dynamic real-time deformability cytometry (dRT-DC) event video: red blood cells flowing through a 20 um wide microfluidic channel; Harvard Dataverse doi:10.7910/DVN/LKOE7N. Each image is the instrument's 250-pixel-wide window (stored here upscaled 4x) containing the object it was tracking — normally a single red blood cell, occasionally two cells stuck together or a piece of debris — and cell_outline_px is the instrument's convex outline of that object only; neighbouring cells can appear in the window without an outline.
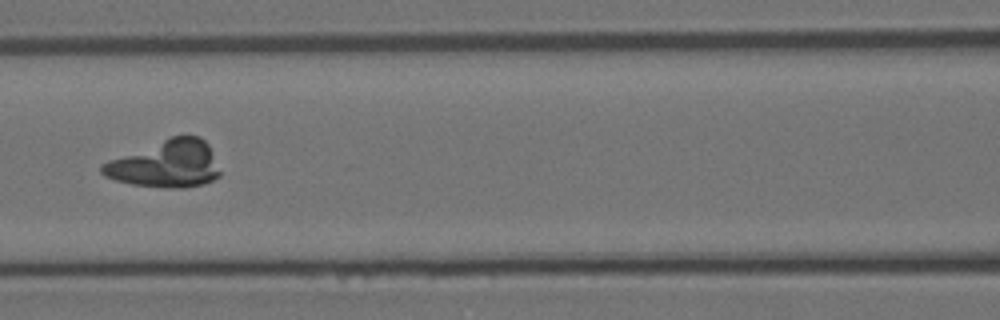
{"species": "Egyptian fruit bat (a non-hibernating species)", "species_latin": "Rousettus aegyptiacus", "temperature_condition": "room temperature", "stored_images_in_passage": 14, "camera_frame_rate_fps": 3000, "um_per_image_px": 0.085, "animal": {"sex": "female"}, "frame": {"image": 1, "passage_image": 6, "time_ms": 1.667, "image_size_px": [1000, 320], "cell_outline_px": [[220, 176], [204, 184], [184, 188], [164, 188], [132, 184], [116, 180], [104, 176], [100, 172], [100, 164], [108, 160], [172, 136], [200, 136], [208, 144], [220, 172]], "centroid_in_image_um": [14.07, 13.96], "position_along_channel_um": 152.5, "area_um2": 32.25}}
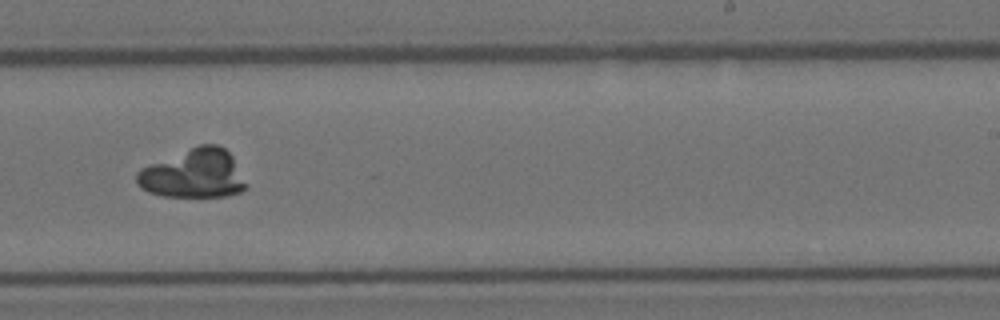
{"frame": {"image": 2, "passage_image": 9, "time_ms": 2.667, "image_size_px": [1000, 320], "cell_outline_px": [[248, 188], [240, 192], [228, 196], [164, 196], [148, 192], [140, 188], [136, 184], [136, 172], [140, 168], [200, 144], [216, 144], [224, 148], [232, 156], [248, 184]], "centroid_in_image_um": [16.47, 14.78], "position_along_channel_um": 272.5, "area_um2": 31.15}}
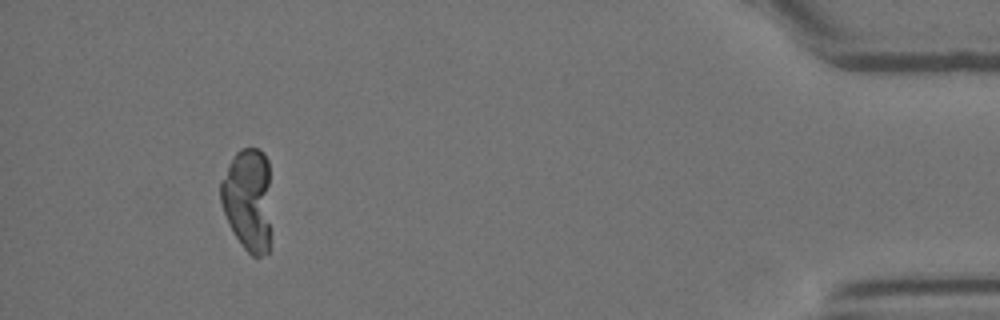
{"frame": {"image": 3, "passage_image": 13, "time_ms": 4.0, "image_size_px": [1000, 320], "cell_outline_px": [[268, 252], [260, 256], [252, 256], [244, 248], [232, 232], [228, 224], [220, 200], [220, 180], [236, 152], [240, 148], [260, 148], [264, 152], [268, 160]], "centroid_in_image_um": [21.03, 16.93], "position_along_channel_um": 414.2, "area_um2": 29.94}}